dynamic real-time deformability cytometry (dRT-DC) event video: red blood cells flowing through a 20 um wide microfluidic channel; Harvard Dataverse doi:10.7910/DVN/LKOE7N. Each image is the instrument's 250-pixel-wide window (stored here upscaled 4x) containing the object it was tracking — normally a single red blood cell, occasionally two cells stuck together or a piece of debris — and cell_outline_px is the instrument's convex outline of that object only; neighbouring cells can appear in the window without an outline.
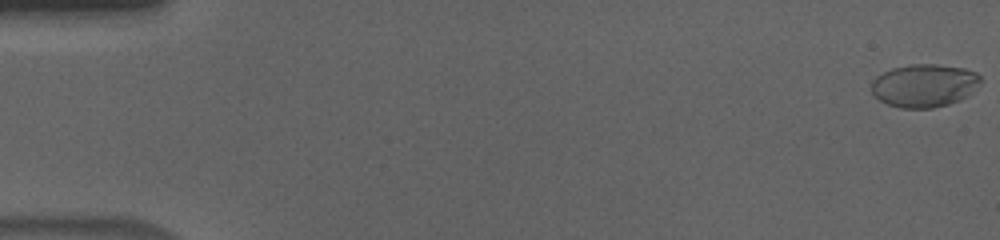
{"species": "human", "species_latin": "Homo sapiens", "temperature_condition": "cold", "stored_images_in_passage": 57, "camera_frame_rate_fps": 3000, "um_per_image_px": 0.085, "donor": {"sex": "male"}, "frame": {"image": 1, "passage_image": 1, "time_ms": 0.0, "image_size_px": [1000, 240], "cell_outline_px": [[980, 80], [960, 100], [948, 104], [932, 108], [900, 108], [888, 104], [880, 100], [872, 92], [872, 80], [876, 76], [892, 68], [912, 64], [936, 64], [964, 68], [976, 72], [980, 76]], "centroid_in_image_um": [78.51, 7.26], "position_along_channel_um": 6.5, "area_um2": 26.93}}
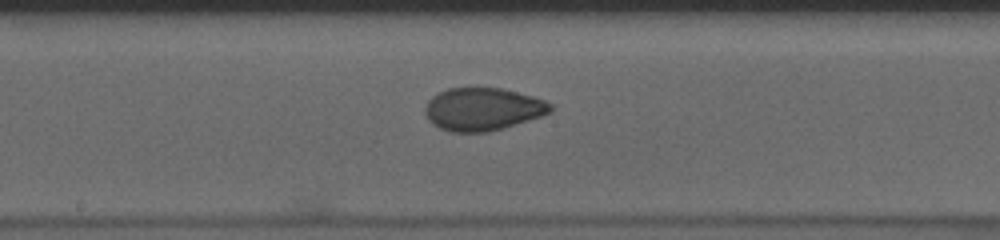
{"frame": {"image": 2, "passage_image": 31, "time_ms": 10.0, "image_size_px": [1000, 240], "cell_outline_px": [[552, 112], [504, 128], [488, 132], [448, 132], [432, 124], [428, 120], [424, 112], [424, 108], [428, 100], [436, 92], [448, 88], [500, 88], [532, 96], [544, 100], [552, 104]], "centroid_in_image_um": [40.99, 9.28], "position_along_channel_um": 207.2, "area_um2": 31.39}}
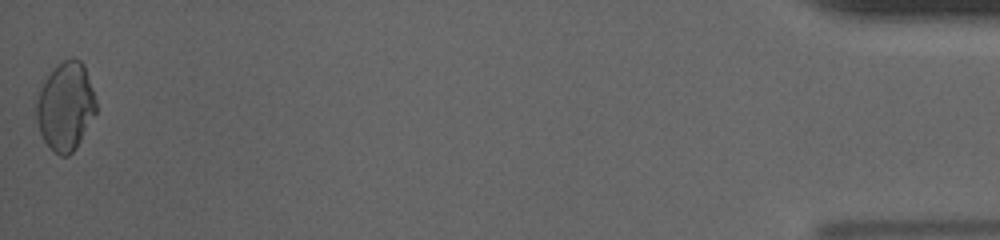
{"frame": {"image": 3, "passage_image": 57, "time_ms": 18.667, "image_size_px": [1000, 240], "cell_outline_px": [[96, 112], [76, 148], [68, 156], [60, 156], [44, 140], [40, 132], [36, 120], [36, 104], [40, 88], [44, 80], [64, 60], [72, 56], [80, 60], [84, 64], [96, 100]], "centroid_in_image_um": [5.58, 9.04], "position_along_channel_um": 429.6, "area_um2": 30.35}, "authors_computed_cell_mechanics": {"area_um2": 30.345, "velocity_mm_per_s": 3.6416, "shape_relaxation_time_tau1_ms": 7.0049, "shape_relaxation_time_tau2_ms": 1.2645, "deformation_change_tau1": 0.1767, "deformation_change_tau2": 0.0508}}